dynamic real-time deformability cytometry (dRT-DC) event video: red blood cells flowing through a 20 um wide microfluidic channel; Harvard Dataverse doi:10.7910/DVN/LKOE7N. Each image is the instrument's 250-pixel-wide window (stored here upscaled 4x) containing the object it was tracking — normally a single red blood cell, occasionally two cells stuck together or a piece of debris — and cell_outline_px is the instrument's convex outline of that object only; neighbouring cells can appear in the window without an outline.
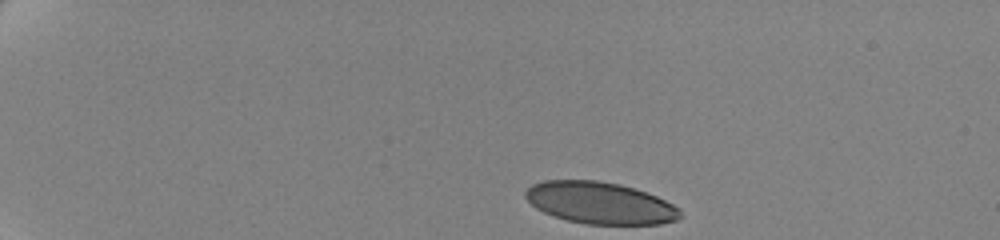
{"species": "human", "species_latin": "Homo sapiens", "temperature_condition": "cold", "stored_images_in_passage": 46, "camera_frame_rate_fps": 3000, "um_per_image_px": 0.085, "donor": {"sex": "female"}, "frame": {"image": 1, "passage_image": 1, "time_ms": 0.0, "image_size_px": [1000, 240], "cell_outline_px": [[684, 216], [676, 220], [660, 224], [584, 224], [568, 220], [544, 212], [536, 208], [524, 196], [524, 192], [532, 184], [544, 180], [596, 180], [620, 184], [656, 196], [680, 208]], "centroid_in_image_um": [51.01, 17.25], "position_along_channel_um": 34.0, "area_um2": 37.63}}
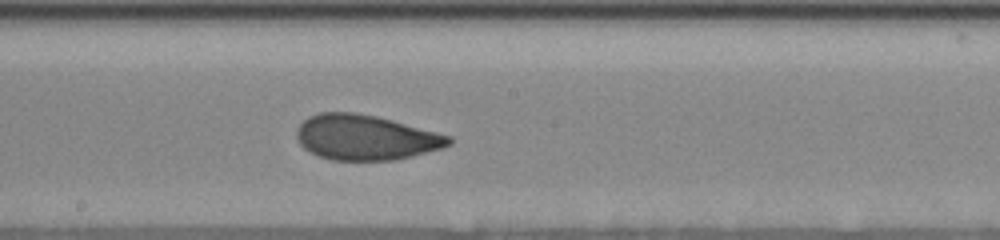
{"frame": {"image": 2, "passage_image": 25, "time_ms": 8.0, "image_size_px": [1000, 240], "cell_outline_px": [[452, 144], [440, 148], [412, 156], [392, 160], [332, 160], [308, 152], [296, 140], [296, 128], [308, 116], [320, 112], [356, 112], [376, 116], [392, 120], [452, 136]], "centroid_in_image_um": [31.04, 11.67], "position_along_channel_um": 217.2, "area_um2": 40.11}}
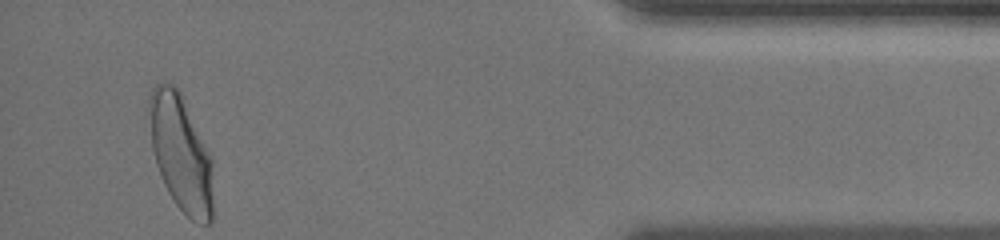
{"frame": {"image": 3, "passage_image": 46, "time_ms": 15.0, "image_size_px": [1000, 240], "cell_outline_px": [[212, 224], [196, 224], [176, 204], [168, 192], [160, 176], [156, 164], [152, 148], [148, 104], [148, 96], [152, 88], [156, 84], [172, 84], [180, 92], [212, 160]], "centroid_in_image_um": [15.36, 13.05], "position_along_channel_um": 419.8, "area_um2": 42.89}, "authors_computed_cell_mechanics": {"area_um2": 40.2577, "velocity_mm_per_s": 3.4879, "shape_relaxation_time_tau1_ms": 5.5338, "shape_relaxation_time_tau2_ms": 1.0217, "deformation_change_tau1": 0.1663, "deformation_change_tau2": 0.0643}}